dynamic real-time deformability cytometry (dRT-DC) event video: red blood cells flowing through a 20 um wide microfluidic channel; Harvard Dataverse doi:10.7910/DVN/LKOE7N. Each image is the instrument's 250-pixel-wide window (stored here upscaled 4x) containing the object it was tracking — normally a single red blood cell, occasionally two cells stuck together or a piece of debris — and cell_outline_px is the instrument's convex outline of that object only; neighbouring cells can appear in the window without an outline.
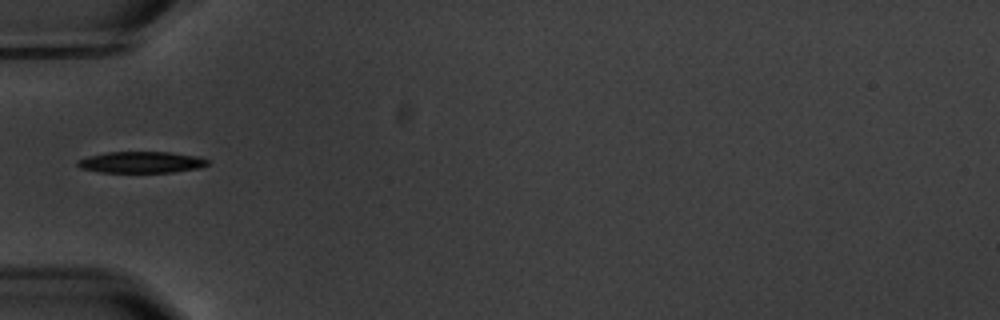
{"species": "common noctule bat (a hibernating species)", "species_latin": "Nyctalus noctula", "temperature_condition": "warm", "stored_images_in_passage": 11, "camera_frame_rate_fps": 3000, "um_per_image_px": 0.085, "animal": {"sex": "male", "body_mass_g": 20.1, "forearm_length_mm": 53.5}, "frame": {"image": 1, "passage_image": 1, "time_ms": 0.0, "image_size_px": [1000, 320], "cell_outline_px": [[208, 164], [200, 168], [172, 172], [100, 172], [80, 168], [76, 164], [76, 160], [88, 156], [108, 152], [168, 152], [196, 156], [208, 160]], "centroid_in_image_um": [11.97, 13.79], "position_along_channel_um": 73.0, "area_um2": 16.13}}
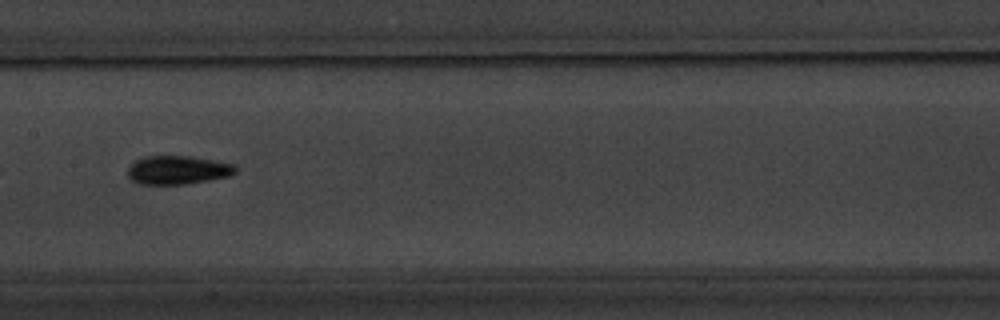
{"frame": {"image": 2, "passage_image": 4, "time_ms": 3.333, "image_size_px": [1000, 320], "cell_outline_px": [[240, 168], [236, 172], [228, 176], [208, 180], [184, 184], [140, 184], [132, 180], [128, 176], [128, 168], [136, 160], [144, 156], [188, 156], [236, 164]], "centroid_in_image_um": [15.13, 14.45], "position_along_channel_um": 192.3, "area_um2": 17.92}}
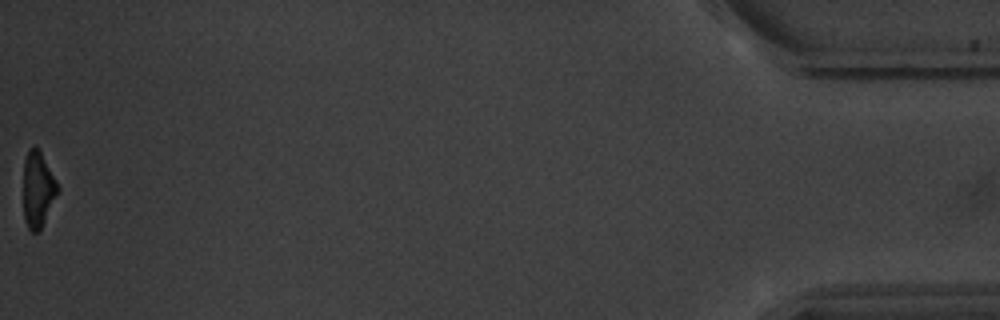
{"frame": {"image": 3, "passage_image": 11, "time_ms": 12.667, "image_size_px": [1000, 320], "cell_outline_px": [[60, 192], [40, 228], [36, 232], [32, 232], [28, 228], [24, 220], [24, 160], [28, 148], [36, 148], [40, 152], [56, 180], [60, 188]], "centroid_in_image_um": [3.23, 16.12], "position_along_channel_um": 432.0, "area_um2": 14.97}, "authors_computed_cell_mechanics": {"area_um2": 16.8198, "velocity_mm_per_s": 3.5471, "shape_relaxation_time_tau1_ms": 3.4188, "shape_relaxation_time_tau2_ms": 2.1113, "deformation_change_tau1": 0.1265, "deformation_change_tau2": 0.0688}}